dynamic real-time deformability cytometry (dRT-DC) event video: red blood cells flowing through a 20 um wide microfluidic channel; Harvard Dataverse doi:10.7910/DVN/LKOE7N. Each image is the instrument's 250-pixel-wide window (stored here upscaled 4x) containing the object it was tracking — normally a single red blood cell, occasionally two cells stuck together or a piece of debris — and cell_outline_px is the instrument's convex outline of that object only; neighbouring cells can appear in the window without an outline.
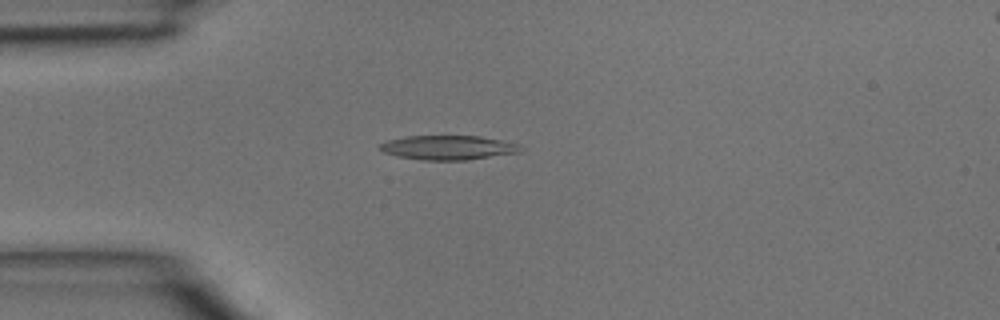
{"species": "common noctule bat (a hibernating species)", "species_latin": "Nyctalus noctula", "temperature_condition": "room temperature", "stored_images_in_passage": 2, "camera_frame_rate_fps": 3000, "um_per_image_px": 0.085, "animal": {"sex": "male", "body_mass_g": 15.6}, "frame": {"image": 1, "passage_image": 2, "time_ms": 0.333, "image_size_px": [1000, 320], "cell_outline_px": [[520, 152], [464, 160], [420, 160], [396, 156], [384, 152], [376, 148], [380, 144], [388, 140], [404, 136], [480, 136], [500, 140], [516, 144], [520, 148]], "centroid_in_image_um": [37.99, 12.54], "position_along_channel_um": 47.0, "area_um2": 19.77}}